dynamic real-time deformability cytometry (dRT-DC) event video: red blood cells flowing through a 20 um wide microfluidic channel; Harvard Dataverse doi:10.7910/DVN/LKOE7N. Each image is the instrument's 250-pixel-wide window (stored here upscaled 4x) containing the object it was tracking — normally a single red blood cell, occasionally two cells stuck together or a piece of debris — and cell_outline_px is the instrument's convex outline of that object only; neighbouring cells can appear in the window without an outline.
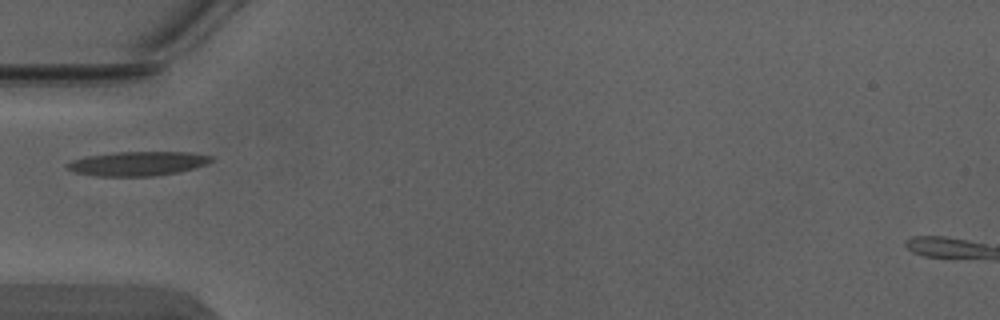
{"species": "Egyptian fruit bat (a non-hibernating species)", "species_latin": "Rousettus aegyptiacus", "temperature_condition": "warm", "stored_images_in_passage": 5, "camera_frame_rate_fps": 3000, "um_per_image_px": 0.085, "animal": {"sex": "male"}, "frame": {"image": 1, "passage_image": 5, "time_ms": 1.333, "image_size_px": [1000, 320], "cell_outline_px": [[212, 160], [204, 164], [192, 168], [176, 172], [152, 176], [96, 176], [72, 172], [64, 164], [72, 160], [84, 156], [116, 152], [188, 152], [212, 156]], "centroid_in_image_um": [11.6, 13.9], "position_along_channel_um": 73.4, "area_um2": 20.23}}